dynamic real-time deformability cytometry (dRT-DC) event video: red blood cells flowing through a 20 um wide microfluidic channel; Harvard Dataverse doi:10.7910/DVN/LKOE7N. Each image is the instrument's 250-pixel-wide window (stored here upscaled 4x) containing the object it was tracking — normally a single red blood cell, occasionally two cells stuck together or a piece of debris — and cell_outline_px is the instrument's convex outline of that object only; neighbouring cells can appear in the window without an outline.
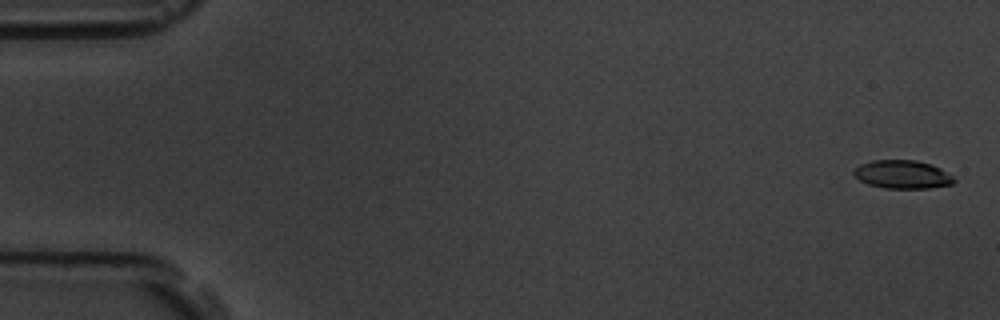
{"species": "common noctule bat (a hibernating species)", "species_latin": "Nyctalus noctula", "temperature_condition": "room temperature", "stored_images_in_passage": 5, "camera_frame_rate_fps": 3000, "um_per_image_px": 0.085, "animal": {"sex": "male", "body_mass_g": 19.5, "forearm_length_mm": 54.6}, "frame": {"image": 1, "passage_image": 1, "time_ms": 0.0, "image_size_px": [1000, 320], "cell_outline_px": [[956, 180], [952, 184], [928, 188], [884, 188], [868, 184], [860, 180], [852, 172], [860, 164], [872, 160], [916, 160], [932, 164], [940, 168], [952, 176]], "centroid_in_image_um": [76.71, 14.82], "position_along_channel_um": 8.3, "area_um2": 16.47}}
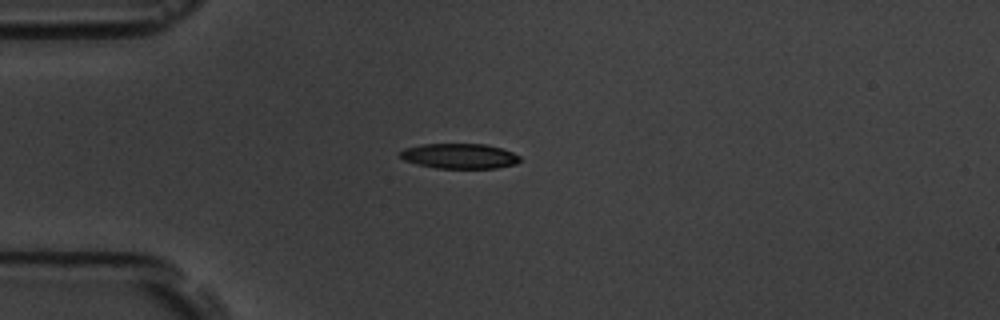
{"frame": {"image": 2, "passage_image": 5, "time_ms": 4.667, "image_size_px": [1000, 320], "cell_outline_px": [[520, 160], [516, 164], [496, 168], [436, 168], [416, 164], [404, 160], [400, 156], [400, 152], [404, 148], [420, 144], [484, 144], [500, 148], [512, 152], [520, 156]], "centroid_in_image_um": [39.03, 13.26], "position_along_channel_um": 46.0, "area_um2": 17.51}}